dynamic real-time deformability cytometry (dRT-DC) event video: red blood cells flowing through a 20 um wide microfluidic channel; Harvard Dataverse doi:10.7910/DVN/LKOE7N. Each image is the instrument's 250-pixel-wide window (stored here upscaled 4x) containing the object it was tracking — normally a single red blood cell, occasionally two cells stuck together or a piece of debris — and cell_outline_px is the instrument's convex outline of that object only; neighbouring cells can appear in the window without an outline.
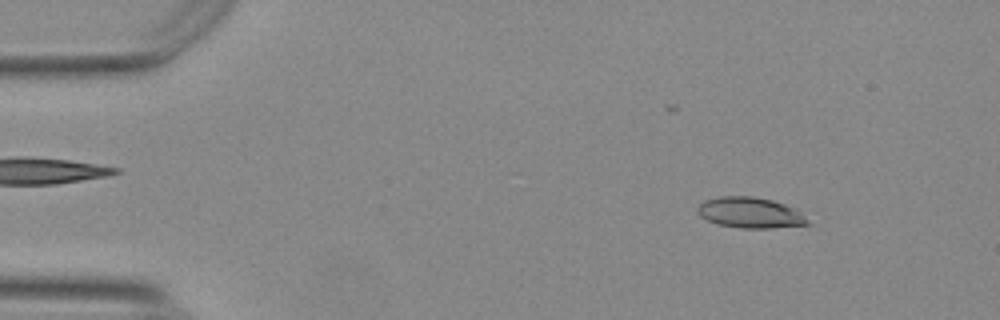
{"species": "Egyptian fruit bat (a non-hibernating species)", "species_latin": "Rousettus aegyptiacus", "temperature_condition": "warm", "stored_images_in_passage": 29, "camera_frame_rate_fps": 3000, "um_per_image_px": 0.085, "animal": {"sex": "female"}, "frame": {"image": 1, "passage_image": 7, "time_ms": 2.0, "image_size_px": [1000, 320], "cell_outline_px": [[812, 224], [772, 228], [740, 228], [716, 224], [700, 216], [696, 212], [696, 208], [704, 200], [720, 196], [752, 196], [772, 200], [796, 208]], "centroid_in_image_um": [63.75, 18.08], "position_along_channel_um": 21.2, "area_um2": 19.88}}
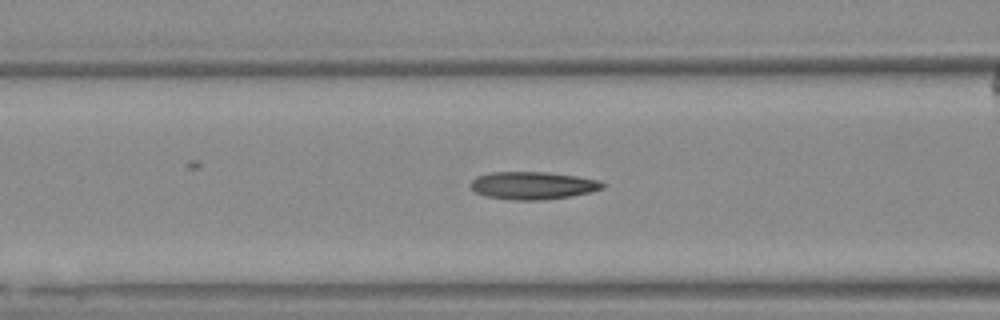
{"frame": {"image": 2, "passage_image": 22, "time_ms": 7.0, "image_size_px": [1000, 320], "cell_outline_px": [[604, 188], [588, 192], [568, 196], [540, 200], [512, 200], [484, 196], [476, 192], [468, 184], [476, 176], [492, 172], [548, 172], [576, 176], [596, 180], [604, 184]], "centroid_in_image_um": [45.21, 15.76], "position_along_channel_um": 121.4, "area_um2": 21.1}}
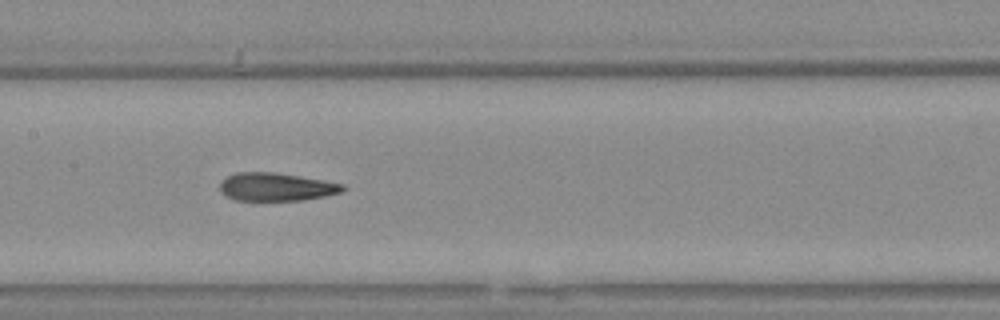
{"frame": {"image": 3, "passage_image": 27, "time_ms": 8.667, "image_size_px": [1000, 320], "cell_outline_px": [[344, 188], [340, 192], [324, 196], [300, 200], [236, 200], [220, 192], [220, 184], [228, 176], [236, 172], [272, 172], [344, 184]], "centroid_in_image_um": [23.43, 15.89], "position_along_channel_um": 184.0, "area_um2": 19.59}}